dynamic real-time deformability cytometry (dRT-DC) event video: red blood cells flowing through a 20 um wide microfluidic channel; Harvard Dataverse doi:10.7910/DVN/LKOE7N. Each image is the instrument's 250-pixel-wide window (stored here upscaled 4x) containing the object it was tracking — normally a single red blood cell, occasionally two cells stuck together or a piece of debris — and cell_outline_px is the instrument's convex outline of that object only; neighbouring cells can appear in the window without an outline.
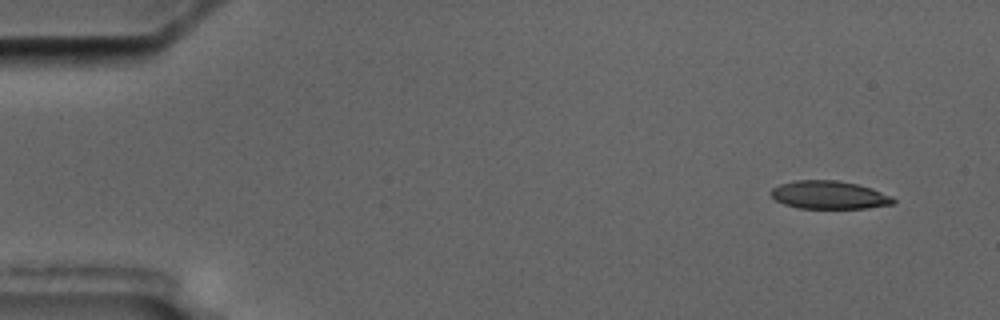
{"species": "common noctule bat (a hibernating species)", "species_latin": "Nyctalus noctula", "temperature_condition": "cold", "stored_images_in_passage": 9, "camera_frame_rate_fps": 3000, "um_per_image_px": 0.085, "animal": {"sex": "male", "body_mass_g": 17.5, "forearm_length_mm": 52.3}, "frame": {"image": 1, "passage_image": 1, "time_ms": 0.0, "image_size_px": [1000, 320], "cell_outline_px": [[896, 200], [892, 204], [868, 208], [800, 208], [784, 204], [776, 200], [768, 192], [772, 188], [780, 184], [796, 180], [836, 180], [856, 184], [872, 188], [892, 196]], "centroid_in_image_um": [70.47, 16.57], "position_along_channel_um": 14.5, "area_um2": 20.0}}
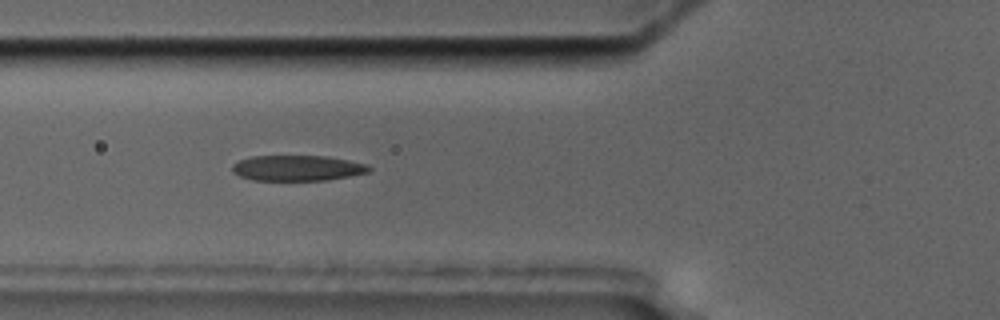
{"frame": {"image": 2, "passage_image": 6, "time_ms": 5.667, "image_size_px": [1000, 320], "cell_outline_px": [[372, 168], [368, 172], [328, 180], [252, 180], [240, 176], [232, 172], [232, 164], [240, 160], [252, 156], [328, 156], [368, 164]], "centroid_in_image_um": [25.27, 14.28], "position_along_channel_um": 100.5, "area_um2": 20.35}}
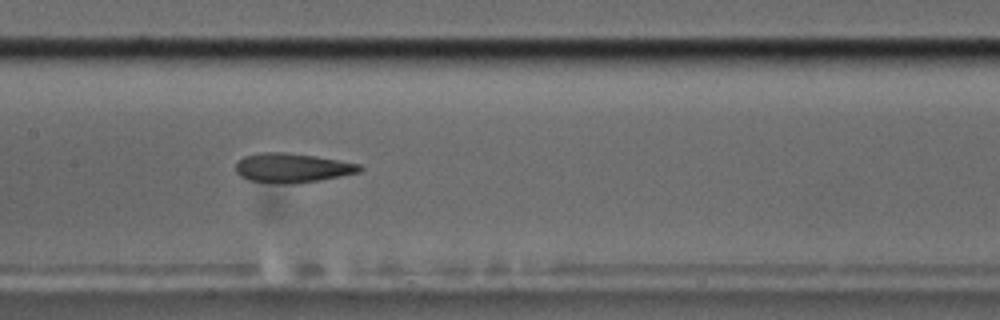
{"frame": {"image": 3, "passage_image": 8, "time_ms": 8.0, "image_size_px": [1000, 320], "cell_outline_px": [[364, 168], [360, 172], [340, 176], [316, 180], [248, 180], [240, 176], [236, 172], [236, 164], [244, 156], [264, 152], [284, 152], [312, 156], [360, 164]], "centroid_in_image_um": [24.85, 14.21], "position_along_channel_um": 182.5, "area_um2": 19.77}}